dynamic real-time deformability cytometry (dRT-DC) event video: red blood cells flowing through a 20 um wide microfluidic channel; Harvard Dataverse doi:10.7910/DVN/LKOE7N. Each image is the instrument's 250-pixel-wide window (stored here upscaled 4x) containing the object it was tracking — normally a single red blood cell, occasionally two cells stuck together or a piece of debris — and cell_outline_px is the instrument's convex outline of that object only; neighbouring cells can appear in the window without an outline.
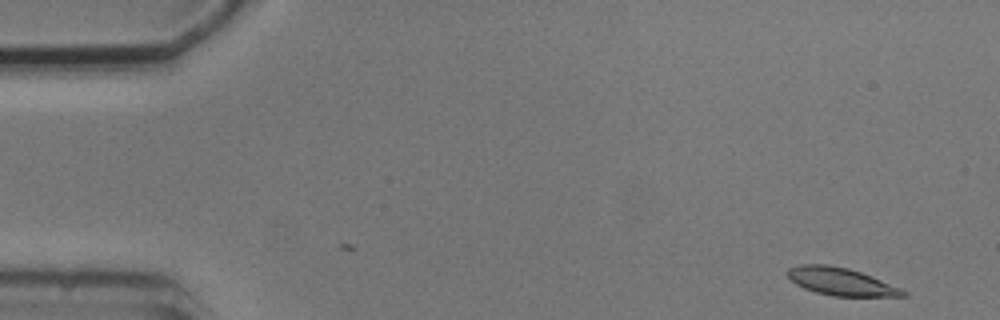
{"species": "common noctule bat (a hibernating species)", "species_latin": "Nyctalus noctula", "temperature_condition": "cold", "stored_images_in_passage": 7, "camera_frame_rate_fps": 3000, "um_per_image_px": 0.085, "animal": {"sex": "male", "body_mass_g": 20.5, "forearm_length_mm": 52.5}, "frame": {"image": 1, "passage_image": 1, "time_ms": 0.0, "image_size_px": [1000, 320], "cell_outline_px": [[908, 296], [832, 296], [816, 292], [804, 288], [796, 284], [784, 272], [788, 268], [800, 264], [824, 264], [848, 268], [872, 276], [900, 288], [908, 292]], "centroid_in_image_um": [71.46, 23.93], "position_along_channel_um": 13.5, "area_um2": 18.55}}
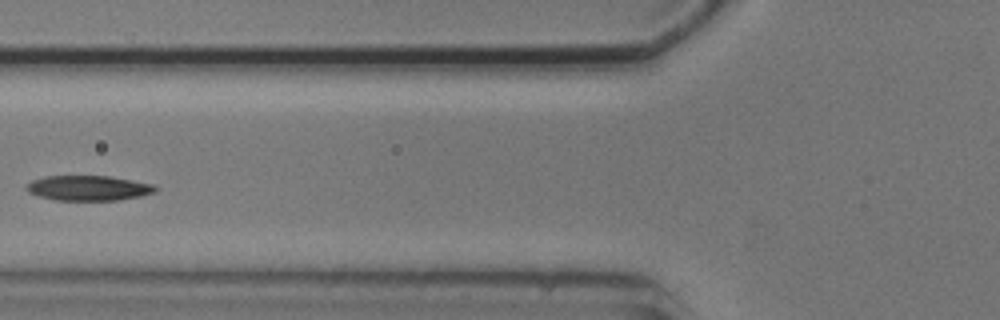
{"frame": {"image": 2, "passage_image": 6, "time_ms": 6.0, "image_size_px": [1000, 320], "cell_outline_px": [[160, 188], [156, 192], [140, 196], [116, 200], [56, 200], [40, 196], [28, 192], [24, 188], [32, 180], [44, 176], [108, 176], [132, 180], [152, 184]], "centroid_in_image_um": [7.53, 15.98], "position_along_channel_um": 118.3, "area_um2": 18.79}}
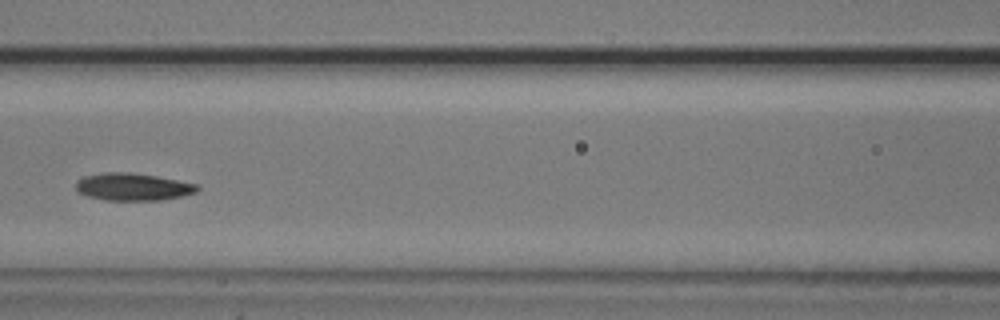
{"frame": {"image": 3, "passage_image": 7, "time_ms": 7.0, "image_size_px": [1000, 320], "cell_outline_px": [[200, 188], [196, 192], [184, 196], [160, 200], [104, 200], [88, 196], [76, 192], [76, 180], [84, 176], [104, 172], [132, 172], [156, 176], [200, 184]], "centroid_in_image_um": [11.3, 15.88], "position_along_channel_um": 155.3, "area_um2": 19.65}}